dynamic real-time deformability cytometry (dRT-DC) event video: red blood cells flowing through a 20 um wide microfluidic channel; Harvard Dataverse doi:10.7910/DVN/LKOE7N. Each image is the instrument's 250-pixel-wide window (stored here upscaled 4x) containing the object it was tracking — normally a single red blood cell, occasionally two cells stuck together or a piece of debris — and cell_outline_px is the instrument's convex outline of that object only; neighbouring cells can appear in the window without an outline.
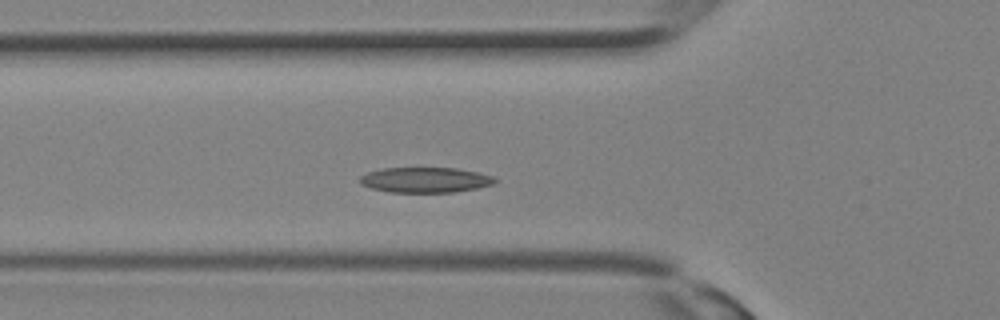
{"species": "Egyptian fruit bat (a non-hibernating species)", "species_latin": "Rousettus aegyptiacus", "temperature_condition": "room temperature", "stored_images_in_passage": 30, "segment_of_instrument_passage": [1, 2], "camera_frame_rate_fps": 3000, "um_per_image_px": 0.085, "animal": {"sex": "female"}, "frame": {"image": 1, "passage_image": 8, "time_ms": 2.333, "image_size_px": [1000, 320], "cell_outline_px": [[500, 180], [492, 184], [476, 188], [452, 192], [388, 192], [372, 188], [360, 184], [360, 176], [368, 172], [380, 168], [456, 168], [476, 172], [492, 176]], "centroid_in_image_um": [36.13, 15.29], "position_along_channel_um": 89.7, "area_um2": 19.83}}
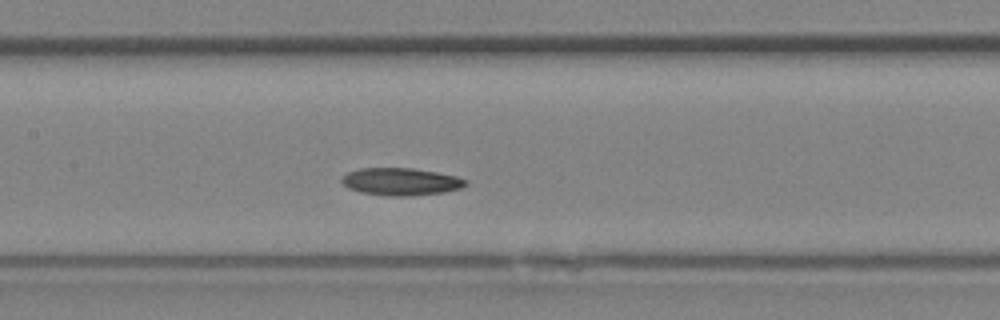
{"frame": {"image": 2, "passage_image": 12, "time_ms": 3.667, "image_size_px": [1000, 320], "cell_outline_px": [[468, 184], [460, 188], [444, 192], [412, 196], [388, 196], [360, 192], [348, 188], [340, 180], [340, 176], [348, 172], [360, 168], [412, 168], [436, 172], [456, 176], [468, 180]], "centroid_in_image_um": [34.06, 15.44], "position_along_channel_um": 173.3, "area_um2": 19.94}}
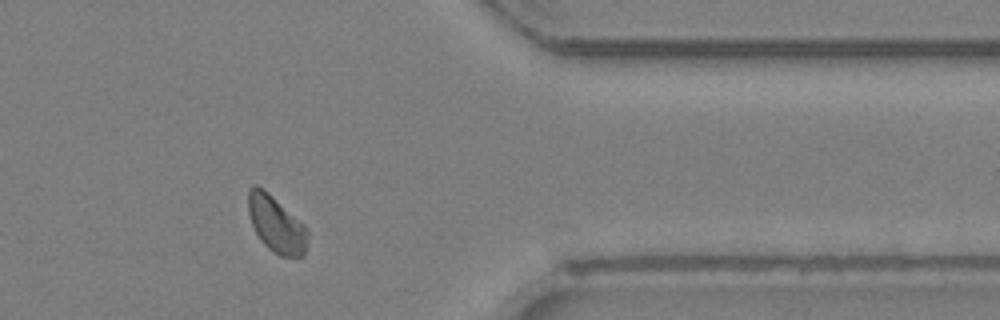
{"frame": {"image": 3, "passage_image": 23, "time_ms": 7.333, "image_size_px": [1000, 320], "cell_outline_px": [[308, 232], [304, 252], [300, 256], [280, 256], [268, 248], [260, 240], [252, 224], [248, 212], [248, 188], [252, 184], [256, 184], [264, 188], [304, 224], [308, 228]], "centroid_in_image_um": [23.45, 19.01], "position_along_channel_um": 388.0, "area_um2": 19.48}}